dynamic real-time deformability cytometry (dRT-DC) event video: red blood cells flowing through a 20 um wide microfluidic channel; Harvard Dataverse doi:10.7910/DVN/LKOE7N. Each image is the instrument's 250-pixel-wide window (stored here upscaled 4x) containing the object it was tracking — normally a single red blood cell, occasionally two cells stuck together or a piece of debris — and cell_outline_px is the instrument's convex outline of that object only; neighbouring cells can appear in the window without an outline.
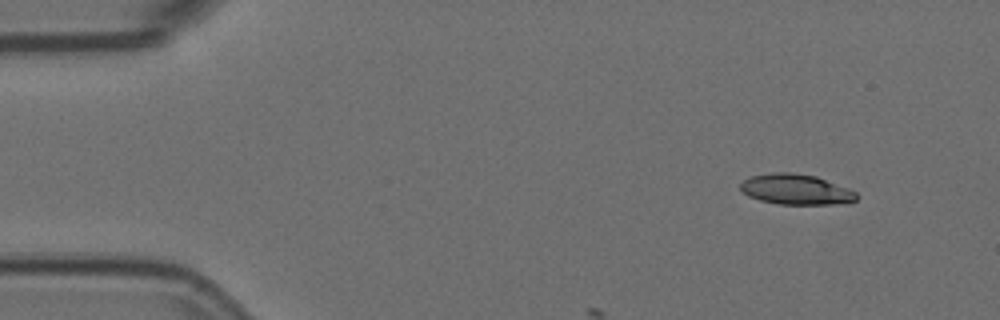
{"species": "Egyptian fruit bat (a non-hibernating species)", "species_latin": "Rousettus aegyptiacus", "temperature_condition": "room temperature", "stored_images_in_passage": 12, "camera_frame_rate_fps": 3000, "um_per_image_px": 0.085, "animal": {"sex": "female"}, "frame": {"image": 1, "passage_image": 1, "time_ms": 0.0, "image_size_px": [1000, 320], "cell_outline_px": [[860, 196], [856, 200], [848, 204], [776, 204], [760, 200], [748, 196], [740, 188], [740, 184], [748, 176], [772, 172], [788, 172], [816, 176], [848, 188], [856, 192]], "centroid_in_image_um": [67.68, 16.1], "position_along_channel_um": 17.3, "area_um2": 20.81}}